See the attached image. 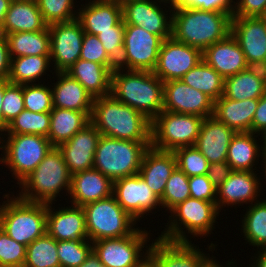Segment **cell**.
Masks as SVG:
<instances>
[{
	"label": "cell",
	"instance_id": "6da1fadb",
	"mask_svg": "<svg viewBox=\"0 0 266 267\" xmlns=\"http://www.w3.org/2000/svg\"><path fill=\"white\" fill-rule=\"evenodd\" d=\"M233 12L206 11L174 4L171 37L202 52L231 33Z\"/></svg>",
	"mask_w": 266,
	"mask_h": 267
},
{
	"label": "cell",
	"instance_id": "7a4b0ae2",
	"mask_svg": "<svg viewBox=\"0 0 266 267\" xmlns=\"http://www.w3.org/2000/svg\"><path fill=\"white\" fill-rule=\"evenodd\" d=\"M90 122L106 137L151 142V120L111 94L94 98Z\"/></svg>",
	"mask_w": 266,
	"mask_h": 267
},
{
	"label": "cell",
	"instance_id": "3957f363",
	"mask_svg": "<svg viewBox=\"0 0 266 267\" xmlns=\"http://www.w3.org/2000/svg\"><path fill=\"white\" fill-rule=\"evenodd\" d=\"M110 94L151 121L163 111L164 82L151 71L114 69Z\"/></svg>",
	"mask_w": 266,
	"mask_h": 267
},
{
	"label": "cell",
	"instance_id": "277c9868",
	"mask_svg": "<svg viewBox=\"0 0 266 267\" xmlns=\"http://www.w3.org/2000/svg\"><path fill=\"white\" fill-rule=\"evenodd\" d=\"M18 185L21 190L16 194L25 201L55 204L58 200L56 198H61L63 192L66 193L64 197L68 196L71 174L58 147H53L35 170Z\"/></svg>",
	"mask_w": 266,
	"mask_h": 267
},
{
	"label": "cell",
	"instance_id": "5b68a950",
	"mask_svg": "<svg viewBox=\"0 0 266 267\" xmlns=\"http://www.w3.org/2000/svg\"><path fill=\"white\" fill-rule=\"evenodd\" d=\"M169 214L171 216L168 217V223H165L166 228L164 227L158 237L175 242H192V238L201 239L213 234L212 230L216 228L214 226L218 223L216 220L220 212L216 202L189 197L175 206Z\"/></svg>",
	"mask_w": 266,
	"mask_h": 267
},
{
	"label": "cell",
	"instance_id": "8992f818",
	"mask_svg": "<svg viewBox=\"0 0 266 267\" xmlns=\"http://www.w3.org/2000/svg\"><path fill=\"white\" fill-rule=\"evenodd\" d=\"M15 192L3 195L0 228L16 242L28 246L46 233L47 204L25 201Z\"/></svg>",
	"mask_w": 266,
	"mask_h": 267
},
{
	"label": "cell",
	"instance_id": "52a82bcc",
	"mask_svg": "<svg viewBox=\"0 0 266 267\" xmlns=\"http://www.w3.org/2000/svg\"><path fill=\"white\" fill-rule=\"evenodd\" d=\"M151 142L120 140L101 135L94 154V169L115 181L139 173Z\"/></svg>",
	"mask_w": 266,
	"mask_h": 267
},
{
	"label": "cell",
	"instance_id": "ba28073f",
	"mask_svg": "<svg viewBox=\"0 0 266 267\" xmlns=\"http://www.w3.org/2000/svg\"><path fill=\"white\" fill-rule=\"evenodd\" d=\"M0 140V164L6 165L16 184L33 172L53 148L48 138L40 135L2 134Z\"/></svg>",
	"mask_w": 266,
	"mask_h": 267
},
{
	"label": "cell",
	"instance_id": "9c48e42d",
	"mask_svg": "<svg viewBox=\"0 0 266 267\" xmlns=\"http://www.w3.org/2000/svg\"><path fill=\"white\" fill-rule=\"evenodd\" d=\"M82 208L85 212L88 239L91 242L128 236L138 228V222L122 208L113 194Z\"/></svg>",
	"mask_w": 266,
	"mask_h": 267
},
{
	"label": "cell",
	"instance_id": "30bf717a",
	"mask_svg": "<svg viewBox=\"0 0 266 267\" xmlns=\"http://www.w3.org/2000/svg\"><path fill=\"white\" fill-rule=\"evenodd\" d=\"M204 118L163 110L151 121V147L174 151L194 146Z\"/></svg>",
	"mask_w": 266,
	"mask_h": 267
},
{
	"label": "cell",
	"instance_id": "8fae6325",
	"mask_svg": "<svg viewBox=\"0 0 266 267\" xmlns=\"http://www.w3.org/2000/svg\"><path fill=\"white\" fill-rule=\"evenodd\" d=\"M145 229L138 227L128 236L94 241L92 250L106 267H145L151 239V230Z\"/></svg>",
	"mask_w": 266,
	"mask_h": 267
},
{
	"label": "cell",
	"instance_id": "7c38bea8",
	"mask_svg": "<svg viewBox=\"0 0 266 267\" xmlns=\"http://www.w3.org/2000/svg\"><path fill=\"white\" fill-rule=\"evenodd\" d=\"M120 3L122 5V16L125 25H135L144 28L147 32L158 35L163 40L171 38L174 4L162 0Z\"/></svg>",
	"mask_w": 266,
	"mask_h": 267
},
{
	"label": "cell",
	"instance_id": "4fadbf2b",
	"mask_svg": "<svg viewBox=\"0 0 266 267\" xmlns=\"http://www.w3.org/2000/svg\"><path fill=\"white\" fill-rule=\"evenodd\" d=\"M214 257L192 242L156 237L150 243L146 267H205Z\"/></svg>",
	"mask_w": 266,
	"mask_h": 267
},
{
	"label": "cell",
	"instance_id": "5bb4252c",
	"mask_svg": "<svg viewBox=\"0 0 266 267\" xmlns=\"http://www.w3.org/2000/svg\"><path fill=\"white\" fill-rule=\"evenodd\" d=\"M163 39L144 28L125 25L124 57L117 67L125 70L153 71Z\"/></svg>",
	"mask_w": 266,
	"mask_h": 267
},
{
	"label": "cell",
	"instance_id": "9a60e30c",
	"mask_svg": "<svg viewBox=\"0 0 266 267\" xmlns=\"http://www.w3.org/2000/svg\"><path fill=\"white\" fill-rule=\"evenodd\" d=\"M113 195L122 208L137 222L149 216L150 213L162 211L160 199L139 174L113 181ZM154 209L155 211L158 209L157 212H154Z\"/></svg>",
	"mask_w": 266,
	"mask_h": 267
},
{
	"label": "cell",
	"instance_id": "2e32d148",
	"mask_svg": "<svg viewBox=\"0 0 266 267\" xmlns=\"http://www.w3.org/2000/svg\"><path fill=\"white\" fill-rule=\"evenodd\" d=\"M48 28L52 69L54 73L66 72L80 59L85 32L77 19L70 22L53 23L48 25Z\"/></svg>",
	"mask_w": 266,
	"mask_h": 267
},
{
	"label": "cell",
	"instance_id": "e0dca14e",
	"mask_svg": "<svg viewBox=\"0 0 266 267\" xmlns=\"http://www.w3.org/2000/svg\"><path fill=\"white\" fill-rule=\"evenodd\" d=\"M202 51L174 40H163L157 64L152 71L163 82L180 80L190 69L202 61Z\"/></svg>",
	"mask_w": 266,
	"mask_h": 267
},
{
	"label": "cell",
	"instance_id": "ac0fdd59",
	"mask_svg": "<svg viewBox=\"0 0 266 267\" xmlns=\"http://www.w3.org/2000/svg\"><path fill=\"white\" fill-rule=\"evenodd\" d=\"M258 174L256 171H233L216 189V206L219 212L226 205L227 207H239L244 204L250 206L261 200L260 193L263 186H261L262 178Z\"/></svg>",
	"mask_w": 266,
	"mask_h": 267
},
{
	"label": "cell",
	"instance_id": "d6986e66",
	"mask_svg": "<svg viewBox=\"0 0 266 267\" xmlns=\"http://www.w3.org/2000/svg\"><path fill=\"white\" fill-rule=\"evenodd\" d=\"M214 101L181 80L164 82L163 110L192 114L202 118L213 116Z\"/></svg>",
	"mask_w": 266,
	"mask_h": 267
},
{
	"label": "cell",
	"instance_id": "ffe728a7",
	"mask_svg": "<svg viewBox=\"0 0 266 267\" xmlns=\"http://www.w3.org/2000/svg\"><path fill=\"white\" fill-rule=\"evenodd\" d=\"M47 204L46 232L56 241H89L85 212L81 206L71 204L55 209Z\"/></svg>",
	"mask_w": 266,
	"mask_h": 267
},
{
	"label": "cell",
	"instance_id": "44dd1931",
	"mask_svg": "<svg viewBox=\"0 0 266 267\" xmlns=\"http://www.w3.org/2000/svg\"><path fill=\"white\" fill-rule=\"evenodd\" d=\"M101 133L90 122L70 140L58 146L71 175L92 169Z\"/></svg>",
	"mask_w": 266,
	"mask_h": 267
},
{
	"label": "cell",
	"instance_id": "7402d4cb",
	"mask_svg": "<svg viewBox=\"0 0 266 267\" xmlns=\"http://www.w3.org/2000/svg\"><path fill=\"white\" fill-rule=\"evenodd\" d=\"M231 34L246 61L266 60V25L259 17L232 16Z\"/></svg>",
	"mask_w": 266,
	"mask_h": 267
},
{
	"label": "cell",
	"instance_id": "603a6c76",
	"mask_svg": "<svg viewBox=\"0 0 266 267\" xmlns=\"http://www.w3.org/2000/svg\"><path fill=\"white\" fill-rule=\"evenodd\" d=\"M236 132L214 116L203 119L194 145L209 163L226 161L230 141Z\"/></svg>",
	"mask_w": 266,
	"mask_h": 267
},
{
	"label": "cell",
	"instance_id": "cb8c5ba5",
	"mask_svg": "<svg viewBox=\"0 0 266 267\" xmlns=\"http://www.w3.org/2000/svg\"><path fill=\"white\" fill-rule=\"evenodd\" d=\"M113 194V181L97 169H88L71 175L69 202L83 207Z\"/></svg>",
	"mask_w": 266,
	"mask_h": 267
},
{
	"label": "cell",
	"instance_id": "d4e9b609",
	"mask_svg": "<svg viewBox=\"0 0 266 267\" xmlns=\"http://www.w3.org/2000/svg\"><path fill=\"white\" fill-rule=\"evenodd\" d=\"M122 19V5L118 0H88L77 13L84 32L91 35L111 30Z\"/></svg>",
	"mask_w": 266,
	"mask_h": 267
},
{
	"label": "cell",
	"instance_id": "484cf974",
	"mask_svg": "<svg viewBox=\"0 0 266 267\" xmlns=\"http://www.w3.org/2000/svg\"><path fill=\"white\" fill-rule=\"evenodd\" d=\"M202 59L224 79L246 69V59L237 40L230 33L202 52Z\"/></svg>",
	"mask_w": 266,
	"mask_h": 267
},
{
	"label": "cell",
	"instance_id": "4316f807",
	"mask_svg": "<svg viewBox=\"0 0 266 267\" xmlns=\"http://www.w3.org/2000/svg\"><path fill=\"white\" fill-rule=\"evenodd\" d=\"M176 167L177 161L173 151H162L150 146L143 155L138 174L161 199L167 180Z\"/></svg>",
	"mask_w": 266,
	"mask_h": 267
},
{
	"label": "cell",
	"instance_id": "83f0119b",
	"mask_svg": "<svg viewBox=\"0 0 266 267\" xmlns=\"http://www.w3.org/2000/svg\"><path fill=\"white\" fill-rule=\"evenodd\" d=\"M52 75V79H57L56 83L51 82L53 108L92 112L94 98L76 79L66 72H53Z\"/></svg>",
	"mask_w": 266,
	"mask_h": 267
},
{
	"label": "cell",
	"instance_id": "f1b7e54d",
	"mask_svg": "<svg viewBox=\"0 0 266 267\" xmlns=\"http://www.w3.org/2000/svg\"><path fill=\"white\" fill-rule=\"evenodd\" d=\"M259 100L236 101L223 95L214 102L213 116L235 132H252V120Z\"/></svg>",
	"mask_w": 266,
	"mask_h": 267
},
{
	"label": "cell",
	"instance_id": "f546056e",
	"mask_svg": "<svg viewBox=\"0 0 266 267\" xmlns=\"http://www.w3.org/2000/svg\"><path fill=\"white\" fill-rule=\"evenodd\" d=\"M252 132H236L230 141L226 162L233 171H254L262 158L261 138ZM258 137V140H257ZM254 167V168H253Z\"/></svg>",
	"mask_w": 266,
	"mask_h": 267
},
{
	"label": "cell",
	"instance_id": "4dcf8cb0",
	"mask_svg": "<svg viewBox=\"0 0 266 267\" xmlns=\"http://www.w3.org/2000/svg\"><path fill=\"white\" fill-rule=\"evenodd\" d=\"M47 26L37 1H11L0 34L42 31Z\"/></svg>",
	"mask_w": 266,
	"mask_h": 267
},
{
	"label": "cell",
	"instance_id": "1f68e13d",
	"mask_svg": "<svg viewBox=\"0 0 266 267\" xmlns=\"http://www.w3.org/2000/svg\"><path fill=\"white\" fill-rule=\"evenodd\" d=\"M66 73L76 79L93 98L111 93L112 71L107 66L78 59Z\"/></svg>",
	"mask_w": 266,
	"mask_h": 267
},
{
	"label": "cell",
	"instance_id": "d6a6232c",
	"mask_svg": "<svg viewBox=\"0 0 266 267\" xmlns=\"http://www.w3.org/2000/svg\"><path fill=\"white\" fill-rule=\"evenodd\" d=\"M92 112L53 108L50 112L48 140L53 147L70 140L78 131L90 123Z\"/></svg>",
	"mask_w": 266,
	"mask_h": 267
},
{
	"label": "cell",
	"instance_id": "836d02e7",
	"mask_svg": "<svg viewBox=\"0 0 266 267\" xmlns=\"http://www.w3.org/2000/svg\"><path fill=\"white\" fill-rule=\"evenodd\" d=\"M50 64V55L11 58L8 81L19 85L42 83V77L48 74L46 72H53Z\"/></svg>",
	"mask_w": 266,
	"mask_h": 267
},
{
	"label": "cell",
	"instance_id": "e575fe53",
	"mask_svg": "<svg viewBox=\"0 0 266 267\" xmlns=\"http://www.w3.org/2000/svg\"><path fill=\"white\" fill-rule=\"evenodd\" d=\"M10 58L20 56L50 55V32L48 26L42 31L5 34Z\"/></svg>",
	"mask_w": 266,
	"mask_h": 267
},
{
	"label": "cell",
	"instance_id": "d590c367",
	"mask_svg": "<svg viewBox=\"0 0 266 267\" xmlns=\"http://www.w3.org/2000/svg\"><path fill=\"white\" fill-rule=\"evenodd\" d=\"M241 219L240 230L243 232L245 243L257 247V250L266 249V199L258 200L246 207Z\"/></svg>",
	"mask_w": 266,
	"mask_h": 267
},
{
	"label": "cell",
	"instance_id": "8d00e7d4",
	"mask_svg": "<svg viewBox=\"0 0 266 267\" xmlns=\"http://www.w3.org/2000/svg\"><path fill=\"white\" fill-rule=\"evenodd\" d=\"M180 80L205 93L214 102L223 95L225 79L204 60L190 69Z\"/></svg>",
	"mask_w": 266,
	"mask_h": 267
},
{
	"label": "cell",
	"instance_id": "74e56055",
	"mask_svg": "<svg viewBox=\"0 0 266 267\" xmlns=\"http://www.w3.org/2000/svg\"><path fill=\"white\" fill-rule=\"evenodd\" d=\"M265 92L266 85L264 82L247 70L229 76L224 80L223 96L228 99L236 101L259 100Z\"/></svg>",
	"mask_w": 266,
	"mask_h": 267
},
{
	"label": "cell",
	"instance_id": "f35d334b",
	"mask_svg": "<svg viewBox=\"0 0 266 267\" xmlns=\"http://www.w3.org/2000/svg\"><path fill=\"white\" fill-rule=\"evenodd\" d=\"M23 267H61L57 241L47 232L27 246Z\"/></svg>",
	"mask_w": 266,
	"mask_h": 267
},
{
	"label": "cell",
	"instance_id": "ab89813d",
	"mask_svg": "<svg viewBox=\"0 0 266 267\" xmlns=\"http://www.w3.org/2000/svg\"><path fill=\"white\" fill-rule=\"evenodd\" d=\"M50 113H34L23 110L6 127L3 134H31L48 137Z\"/></svg>",
	"mask_w": 266,
	"mask_h": 267
},
{
	"label": "cell",
	"instance_id": "60d3db41",
	"mask_svg": "<svg viewBox=\"0 0 266 267\" xmlns=\"http://www.w3.org/2000/svg\"><path fill=\"white\" fill-rule=\"evenodd\" d=\"M189 177L178 167L174 169L167 180L163 196L160 199L165 213H169L175 206L184 202L190 196Z\"/></svg>",
	"mask_w": 266,
	"mask_h": 267
},
{
	"label": "cell",
	"instance_id": "b9f144b4",
	"mask_svg": "<svg viewBox=\"0 0 266 267\" xmlns=\"http://www.w3.org/2000/svg\"><path fill=\"white\" fill-rule=\"evenodd\" d=\"M76 2V0H37L38 8L47 25L77 19Z\"/></svg>",
	"mask_w": 266,
	"mask_h": 267
},
{
	"label": "cell",
	"instance_id": "7bdbcfd3",
	"mask_svg": "<svg viewBox=\"0 0 266 267\" xmlns=\"http://www.w3.org/2000/svg\"><path fill=\"white\" fill-rule=\"evenodd\" d=\"M25 110L34 113H50L53 109L51 85L45 82L23 85Z\"/></svg>",
	"mask_w": 266,
	"mask_h": 267
},
{
	"label": "cell",
	"instance_id": "ee69618b",
	"mask_svg": "<svg viewBox=\"0 0 266 267\" xmlns=\"http://www.w3.org/2000/svg\"><path fill=\"white\" fill-rule=\"evenodd\" d=\"M177 167L188 177L206 175L209 162L203 154L194 146L180 147L174 151Z\"/></svg>",
	"mask_w": 266,
	"mask_h": 267
},
{
	"label": "cell",
	"instance_id": "f6af8a7d",
	"mask_svg": "<svg viewBox=\"0 0 266 267\" xmlns=\"http://www.w3.org/2000/svg\"><path fill=\"white\" fill-rule=\"evenodd\" d=\"M24 109L23 85L11 83L8 79H5L2 104V134L5 132L7 125Z\"/></svg>",
	"mask_w": 266,
	"mask_h": 267
},
{
	"label": "cell",
	"instance_id": "bcb514c9",
	"mask_svg": "<svg viewBox=\"0 0 266 267\" xmlns=\"http://www.w3.org/2000/svg\"><path fill=\"white\" fill-rule=\"evenodd\" d=\"M91 251V241H57V255L61 267H79Z\"/></svg>",
	"mask_w": 266,
	"mask_h": 267
},
{
	"label": "cell",
	"instance_id": "7dc6e473",
	"mask_svg": "<svg viewBox=\"0 0 266 267\" xmlns=\"http://www.w3.org/2000/svg\"><path fill=\"white\" fill-rule=\"evenodd\" d=\"M124 30L125 24L123 19L111 30L100 32L96 35L102 43L110 61L118 67L124 57Z\"/></svg>",
	"mask_w": 266,
	"mask_h": 267
},
{
	"label": "cell",
	"instance_id": "c3c4849f",
	"mask_svg": "<svg viewBox=\"0 0 266 267\" xmlns=\"http://www.w3.org/2000/svg\"><path fill=\"white\" fill-rule=\"evenodd\" d=\"M27 246L10 238L0 228V267H23Z\"/></svg>",
	"mask_w": 266,
	"mask_h": 267
},
{
	"label": "cell",
	"instance_id": "681fc988",
	"mask_svg": "<svg viewBox=\"0 0 266 267\" xmlns=\"http://www.w3.org/2000/svg\"><path fill=\"white\" fill-rule=\"evenodd\" d=\"M80 59L107 66L111 71L117 67L110 61L102 43L96 35L84 33Z\"/></svg>",
	"mask_w": 266,
	"mask_h": 267
},
{
	"label": "cell",
	"instance_id": "f907efd6",
	"mask_svg": "<svg viewBox=\"0 0 266 267\" xmlns=\"http://www.w3.org/2000/svg\"><path fill=\"white\" fill-rule=\"evenodd\" d=\"M190 196L202 201L216 202V188L206 175L189 177Z\"/></svg>",
	"mask_w": 266,
	"mask_h": 267
},
{
	"label": "cell",
	"instance_id": "816d5d0a",
	"mask_svg": "<svg viewBox=\"0 0 266 267\" xmlns=\"http://www.w3.org/2000/svg\"><path fill=\"white\" fill-rule=\"evenodd\" d=\"M266 9V0H234L232 16L259 17Z\"/></svg>",
	"mask_w": 266,
	"mask_h": 267
},
{
	"label": "cell",
	"instance_id": "f5cc1de1",
	"mask_svg": "<svg viewBox=\"0 0 266 267\" xmlns=\"http://www.w3.org/2000/svg\"><path fill=\"white\" fill-rule=\"evenodd\" d=\"M234 0H182V4L194 9L233 12Z\"/></svg>",
	"mask_w": 266,
	"mask_h": 267
},
{
	"label": "cell",
	"instance_id": "db71d44e",
	"mask_svg": "<svg viewBox=\"0 0 266 267\" xmlns=\"http://www.w3.org/2000/svg\"><path fill=\"white\" fill-rule=\"evenodd\" d=\"M233 172L231 166L226 162L210 163L207 176L212 185L217 189Z\"/></svg>",
	"mask_w": 266,
	"mask_h": 267
},
{
	"label": "cell",
	"instance_id": "11a10c76",
	"mask_svg": "<svg viewBox=\"0 0 266 267\" xmlns=\"http://www.w3.org/2000/svg\"><path fill=\"white\" fill-rule=\"evenodd\" d=\"M266 130V92L259 99L254 118L252 120V133L261 135Z\"/></svg>",
	"mask_w": 266,
	"mask_h": 267
},
{
	"label": "cell",
	"instance_id": "9f6ffc18",
	"mask_svg": "<svg viewBox=\"0 0 266 267\" xmlns=\"http://www.w3.org/2000/svg\"><path fill=\"white\" fill-rule=\"evenodd\" d=\"M11 58L8 49L7 39L0 34V80L8 79L10 73Z\"/></svg>",
	"mask_w": 266,
	"mask_h": 267
},
{
	"label": "cell",
	"instance_id": "6f0895ef",
	"mask_svg": "<svg viewBox=\"0 0 266 267\" xmlns=\"http://www.w3.org/2000/svg\"><path fill=\"white\" fill-rule=\"evenodd\" d=\"M266 85V60L246 61V69Z\"/></svg>",
	"mask_w": 266,
	"mask_h": 267
},
{
	"label": "cell",
	"instance_id": "680465c9",
	"mask_svg": "<svg viewBox=\"0 0 266 267\" xmlns=\"http://www.w3.org/2000/svg\"><path fill=\"white\" fill-rule=\"evenodd\" d=\"M256 251L257 254L254 253V256H251L249 260V267H266V249H259Z\"/></svg>",
	"mask_w": 266,
	"mask_h": 267
},
{
	"label": "cell",
	"instance_id": "91938a15",
	"mask_svg": "<svg viewBox=\"0 0 266 267\" xmlns=\"http://www.w3.org/2000/svg\"><path fill=\"white\" fill-rule=\"evenodd\" d=\"M79 267H106L92 250L86 260Z\"/></svg>",
	"mask_w": 266,
	"mask_h": 267
},
{
	"label": "cell",
	"instance_id": "94428289",
	"mask_svg": "<svg viewBox=\"0 0 266 267\" xmlns=\"http://www.w3.org/2000/svg\"><path fill=\"white\" fill-rule=\"evenodd\" d=\"M11 0H0V30L5 21V16L8 11Z\"/></svg>",
	"mask_w": 266,
	"mask_h": 267
},
{
	"label": "cell",
	"instance_id": "6125c7cd",
	"mask_svg": "<svg viewBox=\"0 0 266 267\" xmlns=\"http://www.w3.org/2000/svg\"><path fill=\"white\" fill-rule=\"evenodd\" d=\"M5 92V80H0V136L2 135V104Z\"/></svg>",
	"mask_w": 266,
	"mask_h": 267
},
{
	"label": "cell",
	"instance_id": "be15d7a7",
	"mask_svg": "<svg viewBox=\"0 0 266 267\" xmlns=\"http://www.w3.org/2000/svg\"><path fill=\"white\" fill-rule=\"evenodd\" d=\"M227 262L228 263H226L225 266H223L224 264H221L219 261H217L216 257H214L205 267H237V265H235L236 263L233 259L231 261H227Z\"/></svg>",
	"mask_w": 266,
	"mask_h": 267
},
{
	"label": "cell",
	"instance_id": "e7e4bbea",
	"mask_svg": "<svg viewBox=\"0 0 266 267\" xmlns=\"http://www.w3.org/2000/svg\"><path fill=\"white\" fill-rule=\"evenodd\" d=\"M261 137L262 154H266V130L259 136Z\"/></svg>",
	"mask_w": 266,
	"mask_h": 267
},
{
	"label": "cell",
	"instance_id": "03108f58",
	"mask_svg": "<svg viewBox=\"0 0 266 267\" xmlns=\"http://www.w3.org/2000/svg\"><path fill=\"white\" fill-rule=\"evenodd\" d=\"M260 160H262L261 162L264 163V164H263V163L260 164V165H261V168L264 166V167H263L264 169H263V168L261 169L263 172L260 173L261 176H262V175H263L262 173H266V154H262V158H261ZM262 165H263V166H262Z\"/></svg>",
	"mask_w": 266,
	"mask_h": 267
},
{
	"label": "cell",
	"instance_id": "003e7915",
	"mask_svg": "<svg viewBox=\"0 0 266 267\" xmlns=\"http://www.w3.org/2000/svg\"><path fill=\"white\" fill-rule=\"evenodd\" d=\"M259 18L264 22V24L266 25V9L265 11L259 16Z\"/></svg>",
	"mask_w": 266,
	"mask_h": 267
},
{
	"label": "cell",
	"instance_id": "a7ac6f4b",
	"mask_svg": "<svg viewBox=\"0 0 266 267\" xmlns=\"http://www.w3.org/2000/svg\"><path fill=\"white\" fill-rule=\"evenodd\" d=\"M162 1H166V2H169V3H172V4H178V3L182 4V0H162Z\"/></svg>",
	"mask_w": 266,
	"mask_h": 267
},
{
	"label": "cell",
	"instance_id": "89a4df30",
	"mask_svg": "<svg viewBox=\"0 0 266 267\" xmlns=\"http://www.w3.org/2000/svg\"><path fill=\"white\" fill-rule=\"evenodd\" d=\"M119 2L144 1V0H118Z\"/></svg>",
	"mask_w": 266,
	"mask_h": 267
},
{
	"label": "cell",
	"instance_id": "2644e50d",
	"mask_svg": "<svg viewBox=\"0 0 266 267\" xmlns=\"http://www.w3.org/2000/svg\"><path fill=\"white\" fill-rule=\"evenodd\" d=\"M11 1H20V0H11ZM24 1H37V0H24Z\"/></svg>",
	"mask_w": 266,
	"mask_h": 267
},
{
	"label": "cell",
	"instance_id": "8c879c8a",
	"mask_svg": "<svg viewBox=\"0 0 266 267\" xmlns=\"http://www.w3.org/2000/svg\"><path fill=\"white\" fill-rule=\"evenodd\" d=\"M263 176H264L263 178H264V179H265V181H266V173H264V175H263Z\"/></svg>",
	"mask_w": 266,
	"mask_h": 267
}]
</instances>
